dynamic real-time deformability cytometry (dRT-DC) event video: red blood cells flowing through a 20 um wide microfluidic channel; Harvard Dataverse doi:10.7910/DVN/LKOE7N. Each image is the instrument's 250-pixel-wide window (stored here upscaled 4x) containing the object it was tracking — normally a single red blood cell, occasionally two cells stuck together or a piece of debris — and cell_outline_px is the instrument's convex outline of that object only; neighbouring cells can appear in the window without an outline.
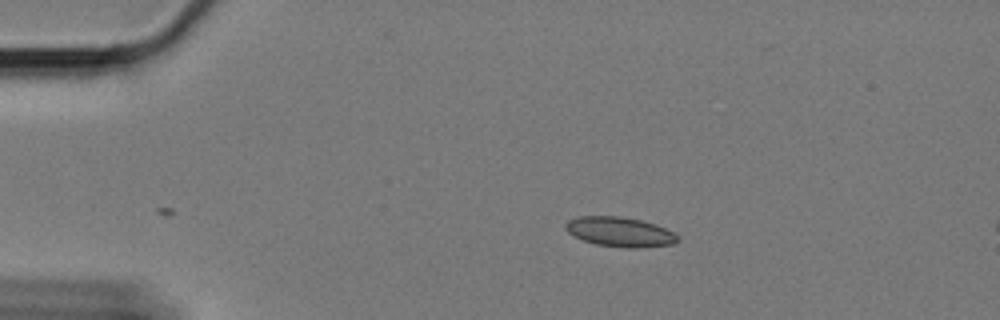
{"species": "Egyptian fruit bat (a non-hibernating species)", "species_latin": "Rousettus aegyptiacus", "temperature_condition": "cold", "stored_images_in_passage": 29, "camera_frame_rate_fps": 3000, "um_per_image_px": 0.085, "animal": {"sex": "female"}, "frame": {"image": 1, "passage_image": 1, "time_ms": 0.0, "image_size_px": [1000, 320], "cell_outline_px": [[680, 240], [672, 244], [596, 244], [584, 240], [568, 232], [564, 224], [568, 220], [580, 216], [620, 216], [640, 220], [656, 224], [672, 232]], "centroid_in_image_um": [52.6, 19.62], "position_along_channel_um": 32.4, "area_um2": 17.92}}
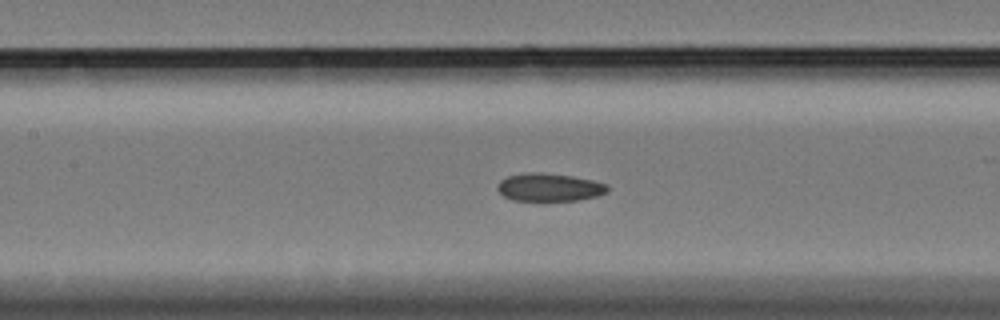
{"frame": {"image": 2, "passage_image": 17, "time_ms": 5.333, "image_size_px": [1000, 320], "cell_outline_px": [[608, 192], [596, 196], [576, 200], [512, 200], [504, 196], [496, 188], [500, 180], [508, 176], [528, 172], [540, 172], [572, 176], [592, 180], [608, 184]], "centroid_in_image_um": [46.69, 15.91], "position_along_channel_um": 160.7, "area_um2": 17.8}}
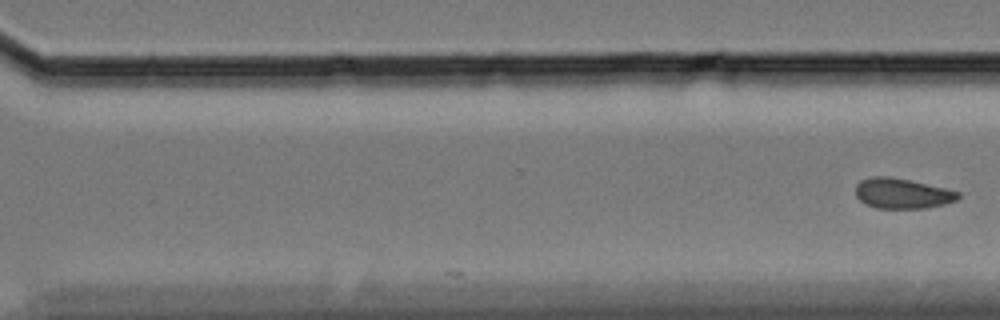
{"frame": {"image": 3, "passage_image": 29, "time_ms": 9.333, "image_size_px": [1000, 320], "cell_outline_px": [[960, 196], [956, 200], [944, 204], [928, 208], [876, 208], [860, 200], [856, 196], [856, 184], [860, 180], [872, 176], [888, 176], [908, 180], [944, 188], [960, 192]], "centroid_in_image_um": [76.67, 16.44], "position_along_channel_um": 293.9, "area_um2": 17.92}}